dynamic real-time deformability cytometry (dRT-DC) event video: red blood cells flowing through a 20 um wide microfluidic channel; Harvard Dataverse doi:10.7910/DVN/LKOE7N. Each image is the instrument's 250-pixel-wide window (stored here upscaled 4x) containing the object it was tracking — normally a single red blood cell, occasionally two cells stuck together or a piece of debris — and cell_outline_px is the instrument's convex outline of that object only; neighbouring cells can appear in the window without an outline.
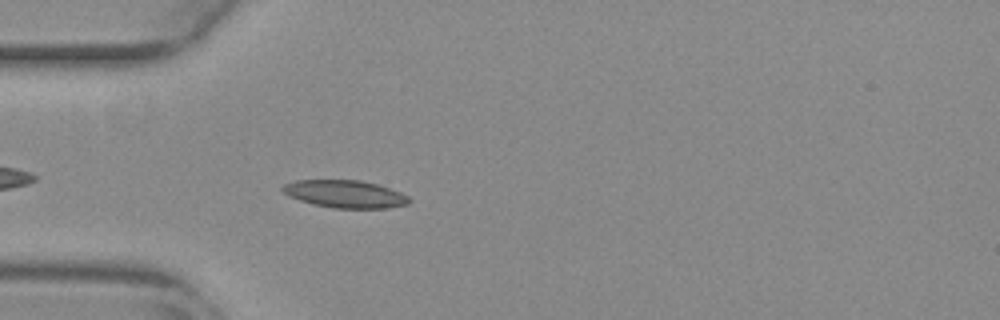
{"species": "common noctule bat (a hibernating species)", "species_latin": "Nyctalus noctula", "temperature_condition": "warm", "stored_images_in_passage": 41, "camera_frame_rate_fps": 3000, "um_per_image_px": 0.085, "animal": {"sex": "female", "body_mass_g": 29.2, "forearm_length_mm": 56.3}, "frame": {"image": 1, "passage_image": 4, "time_ms": 1.0, "image_size_px": [1000, 320], "cell_outline_px": [[412, 200], [408, 204], [388, 208], [332, 208], [312, 204], [300, 200], [284, 192], [280, 188], [284, 184], [296, 180], [360, 180], [376, 184], [400, 192], [408, 196]], "centroid_in_image_um": [29.35, 16.49], "position_along_channel_um": 55.7, "area_um2": 20.23}}
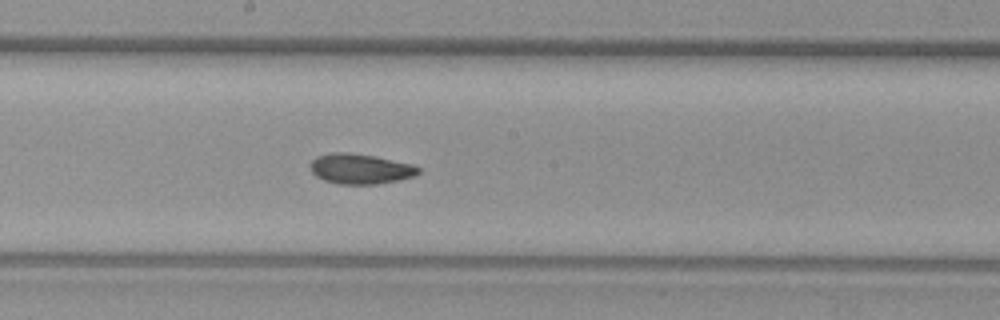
{"frame": {"image": 2, "passage_image": 17, "time_ms": 5.333, "image_size_px": [1000, 320], "cell_outline_px": [[420, 172], [412, 176], [400, 180], [376, 184], [336, 184], [324, 180], [316, 176], [312, 172], [312, 160], [316, 156], [328, 152], [348, 152], [376, 156], [412, 164], [420, 168]], "centroid_in_image_um": [30.62, 14.34], "position_along_channel_um": 217.6, "area_um2": 19.07}}
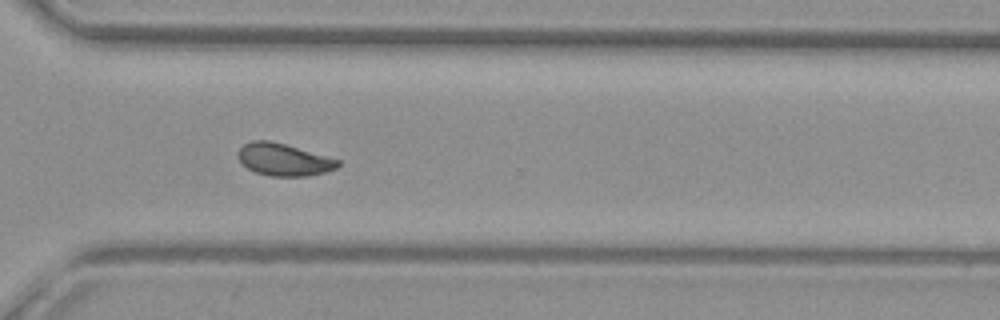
{"frame": {"image": 3, "passage_image": 27, "time_ms": 8.667, "image_size_px": [1000, 320], "cell_outline_px": [[340, 164], [336, 168], [324, 172], [308, 176], [268, 176], [256, 172], [248, 168], [240, 160], [236, 152], [244, 144], [252, 140], [268, 140], [284, 144], [340, 160]], "centroid_in_image_um": [24.1, 13.57], "position_along_channel_um": 346.5, "area_um2": 18.55}, "authors_computed_cell_mechanics": {"area_um2": 19.074, "velocity_mm_per_s": 3.8776, "shape_relaxation_time_tau1_ms": null, "shape_relaxation_time_tau2_ms": 1.8564, "deformation_change_tau1": null, "deformation_change_tau2": 0.0629}}